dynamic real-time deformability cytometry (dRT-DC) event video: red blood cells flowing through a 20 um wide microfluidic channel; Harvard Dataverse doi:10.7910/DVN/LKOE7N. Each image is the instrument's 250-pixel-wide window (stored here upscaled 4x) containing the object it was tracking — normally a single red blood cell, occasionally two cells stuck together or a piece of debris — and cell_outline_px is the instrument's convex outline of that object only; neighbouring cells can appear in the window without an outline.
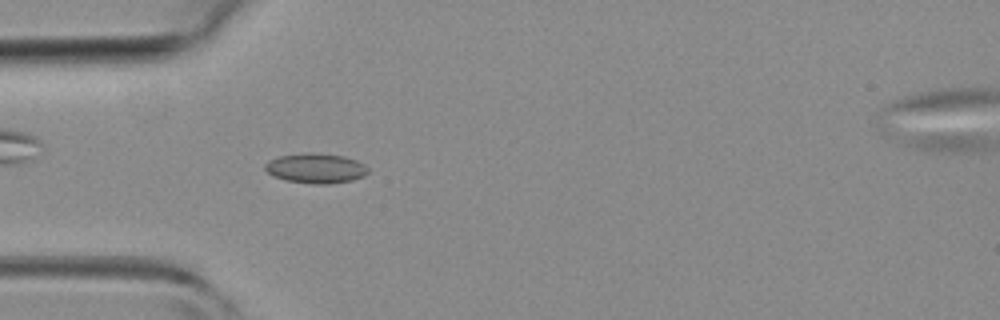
{"species": "common noctule bat (a hibernating species)", "species_latin": "Nyctalus noctula", "temperature_condition": "room temperature", "stored_images_in_passage": 3, "camera_frame_rate_fps": 3000, "um_per_image_px": 0.085, "animal": {"sex": "female", "body_mass_g": 19.3, "forearm_length_mm": 54.1}, "frame": {"image": 1, "passage_image": 2, "time_ms": 1.0, "image_size_px": [1000, 320], "cell_outline_px": [[368, 172], [364, 176], [352, 180], [328, 184], [312, 184], [284, 180], [272, 176], [264, 168], [264, 164], [268, 160], [280, 156], [312, 152], [344, 156], [356, 160], [364, 164], [368, 168]], "centroid_in_image_um": [26.83, 14.31], "position_along_channel_um": 58.2, "area_um2": 18.03}}